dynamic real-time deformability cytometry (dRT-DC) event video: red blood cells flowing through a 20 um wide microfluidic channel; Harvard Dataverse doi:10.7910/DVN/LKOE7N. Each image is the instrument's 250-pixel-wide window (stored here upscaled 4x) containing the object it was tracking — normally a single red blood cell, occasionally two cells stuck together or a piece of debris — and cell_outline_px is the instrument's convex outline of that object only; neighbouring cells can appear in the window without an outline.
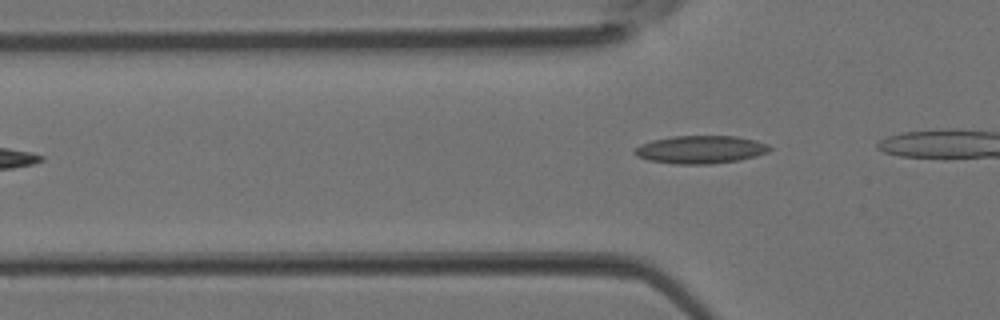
{"species": "Egyptian fruit bat (a non-hibernating species)", "species_latin": "Rousettus aegyptiacus", "temperature_condition": "room temperature", "stored_images_in_passage": 4, "camera_frame_rate_fps": 3000, "um_per_image_px": 0.085, "animal": {"sex": "female"}, "frame": {"image": 1, "passage_image": 2, "time_ms": 0.333, "image_size_px": [1000, 320], "cell_outline_px": [[772, 148], [768, 152], [756, 156], [740, 160], [708, 164], [676, 164], [648, 160], [636, 156], [632, 152], [640, 144], [652, 140], [672, 136], [736, 136], [756, 140], [768, 144]], "centroid_in_image_um": [59.54, 12.71], "position_along_channel_um": 66.3, "area_um2": 22.08}}